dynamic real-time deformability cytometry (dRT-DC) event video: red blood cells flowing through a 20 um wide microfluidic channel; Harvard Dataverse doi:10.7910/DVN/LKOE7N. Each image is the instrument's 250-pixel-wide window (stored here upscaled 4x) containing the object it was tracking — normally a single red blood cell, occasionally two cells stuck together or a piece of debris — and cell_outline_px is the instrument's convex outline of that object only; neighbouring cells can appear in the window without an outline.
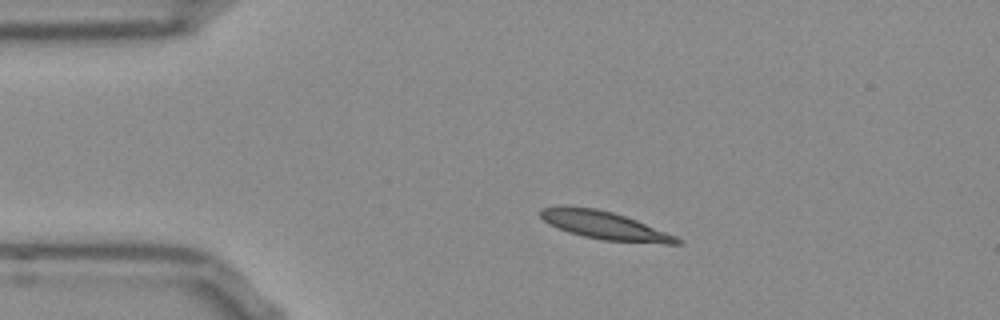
{"species": "Egyptian fruit bat (a non-hibernating species)", "species_latin": "Rousettus aegyptiacus", "temperature_condition": "room temperature", "stored_images_in_passage": 43, "camera_frame_rate_fps": 3000, "um_per_image_px": 0.085, "frame": {"image": 1, "passage_image": 1, "time_ms": 0.0, "image_size_px": [1000, 320], "cell_outline_px": [[684, 244], [664, 244], [604, 240], [584, 236], [568, 232], [548, 224], [540, 216], [540, 208], [596, 208], [612, 212], [636, 220], [676, 236], [684, 240]], "centroid_in_image_um": [51.49, 19.2], "position_along_channel_um": 33.5, "area_um2": 21.73}}
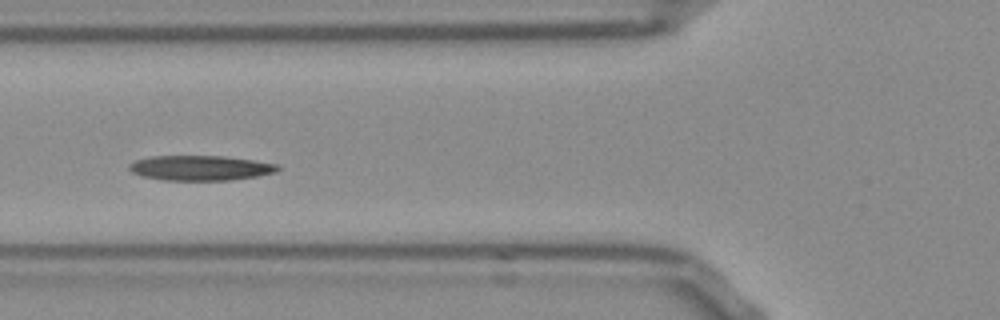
{"frame": {"image": 2, "passage_image": 10, "time_ms": 3.0, "image_size_px": [1000, 320], "cell_outline_px": [[280, 168], [276, 172], [256, 176], [232, 180], [164, 180], [140, 176], [132, 172], [128, 168], [128, 164], [136, 160], [152, 156], [224, 156], [280, 164]], "centroid_in_image_um": [17.03, 14.27], "position_along_channel_um": 108.8, "area_um2": 21.68}}
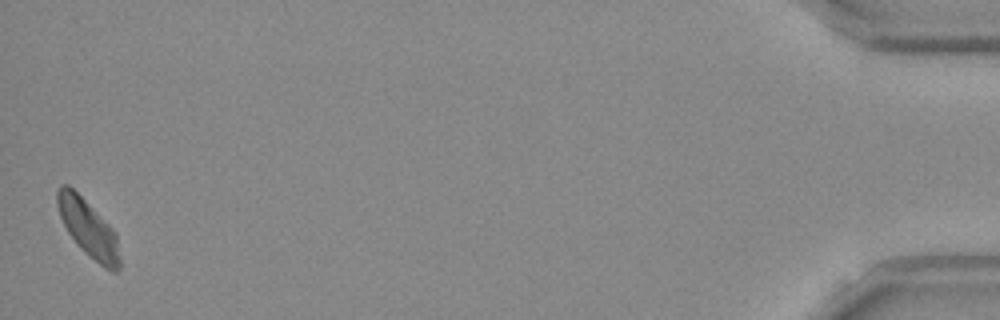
{"frame": {"image": 3, "passage_image": 43, "time_ms": 14.0, "image_size_px": [1000, 320], "cell_outline_px": [[120, 268], [116, 272], [112, 272], [104, 268], [88, 256], [80, 248], [68, 232], [60, 216], [56, 204], [56, 192], [60, 184], [68, 184], [116, 232], [120, 256]], "centroid_in_image_um": [7.51, 19.44], "position_along_channel_um": 427.7, "area_um2": 20.69}, "authors_computed_cell_mechanics": {"area_um2": 21.2126, "velocity_mm_per_s": 3.7896, "shape_relaxation_time_tau1_ms": 6.0499, "shape_relaxation_time_tau2_ms": 10.241, "deformation_change_tau1": 0.1337, "deformation_change_tau2": 0.1511}}